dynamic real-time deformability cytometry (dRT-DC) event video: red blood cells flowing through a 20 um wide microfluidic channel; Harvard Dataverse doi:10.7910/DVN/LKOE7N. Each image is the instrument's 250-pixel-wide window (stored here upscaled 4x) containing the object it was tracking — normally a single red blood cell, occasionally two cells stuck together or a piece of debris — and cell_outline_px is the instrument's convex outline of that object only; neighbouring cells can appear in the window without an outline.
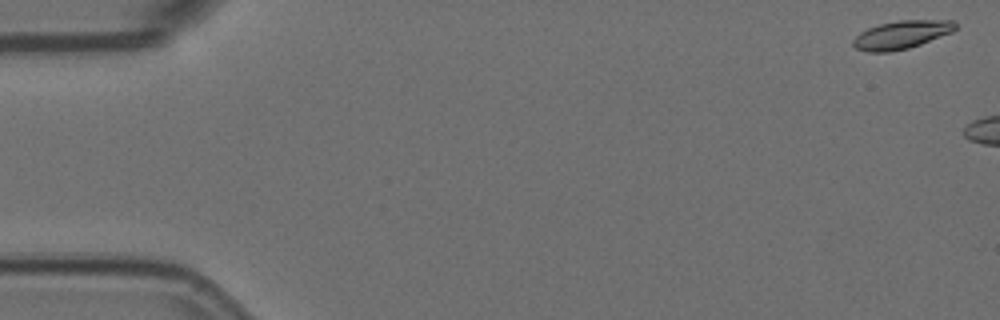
{"species": "Egyptian fruit bat (a non-hibernating species)", "species_latin": "Rousettus aegyptiacus", "temperature_condition": "room temperature", "stored_images_in_passage": 8, "camera_frame_rate_fps": 3000, "um_per_image_px": 0.085, "animal": {"sex": "female"}, "frame": {"image": 1, "passage_image": 1, "time_ms": 0.0, "image_size_px": [1000, 320], "cell_outline_px": [[956, 28], [952, 32], [920, 44], [908, 48], [892, 52], [868, 52], [856, 48], [852, 44], [852, 40], [860, 32], [868, 28], [880, 24], [900, 20], [956, 20]], "centroid_in_image_um": [76.62, 2.95], "position_along_channel_um": 8.4, "area_um2": 16.76}}
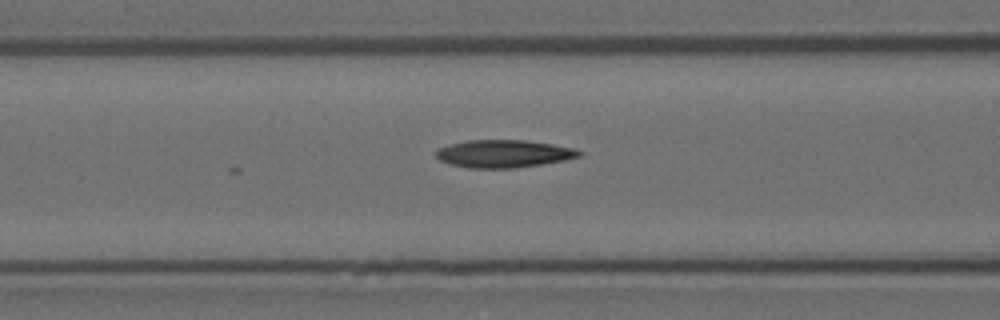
{"frame": {"image": 2, "passage_image": 8, "time_ms": 2.333, "image_size_px": [1000, 320], "cell_outline_px": [[584, 152], [580, 156], [564, 160], [544, 164], [516, 168], [468, 168], [448, 164], [440, 160], [436, 156], [436, 152], [440, 148], [452, 144], [468, 140], [524, 140], [552, 144], [572, 148]], "centroid_in_image_um": [42.82, 13.07], "position_along_channel_um": 123.8, "area_um2": 23.0}}